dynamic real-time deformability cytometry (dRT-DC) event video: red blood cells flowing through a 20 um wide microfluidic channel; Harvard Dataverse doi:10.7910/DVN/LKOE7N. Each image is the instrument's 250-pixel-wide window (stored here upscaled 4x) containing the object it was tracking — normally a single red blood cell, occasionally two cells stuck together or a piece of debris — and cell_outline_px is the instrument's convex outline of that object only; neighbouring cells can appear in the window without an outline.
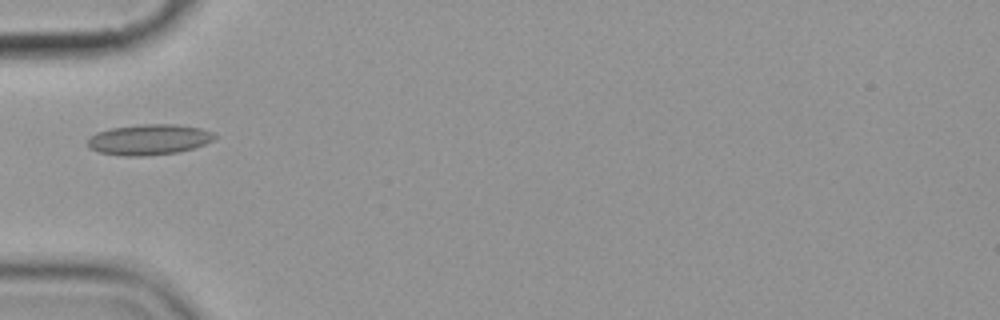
{"species": "common noctule bat (a hibernating species)", "species_latin": "Nyctalus noctula", "temperature_condition": "cold", "stored_images_in_passage": 15, "camera_frame_rate_fps": 3000, "um_per_image_px": 0.085, "animal": {"sex": "female", "body_mass_g": 19.9}, "frame": {"image": 1, "passage_image": 5, "time_ms": 5.333, "image_size_px": [1000, 320], "cell_outline_px": [[216, 136], [212, 140], [204, 144], [192, 148], [176, 152], [144, 156], [124, 156], [100, 152], [88, 148], [88, 136], [96, 132], [112, 128], [140, 124], [176, 124], [200, 128], [212, 132]], "centroid_in_image_um": [12.62, 11.86], "position_along_channel_um": 72.4, "area_um2": 22.54}}
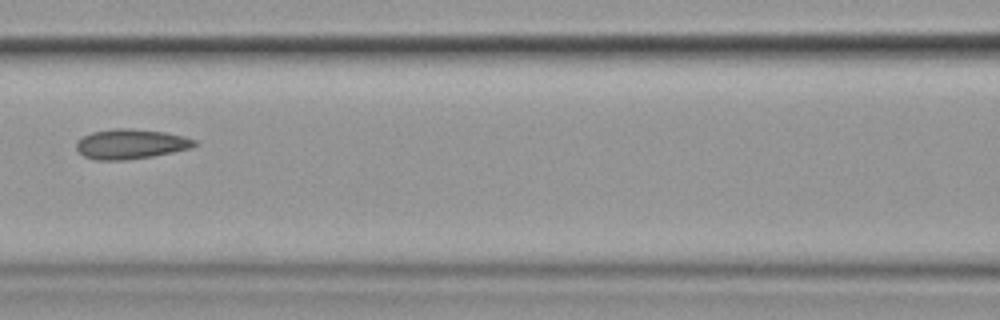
{"frame": {"image": 2, "passage_image": 7, "time_ms": 7.667, "image_size_px": [1000, 320], "cell_outline_px": [[200, 144], [192, 148], [152, 156], [124, 160], [92, 160], [84, 156], [76, 148], [76, 140], [92, 132], [116, 128], [132, 128], [164, 132], [184, 136], [196, 140]], "centroid_in_image_um": [11.13, 12.24], "position_along_channel_um": 155.5, "area_um2": 20.69}}
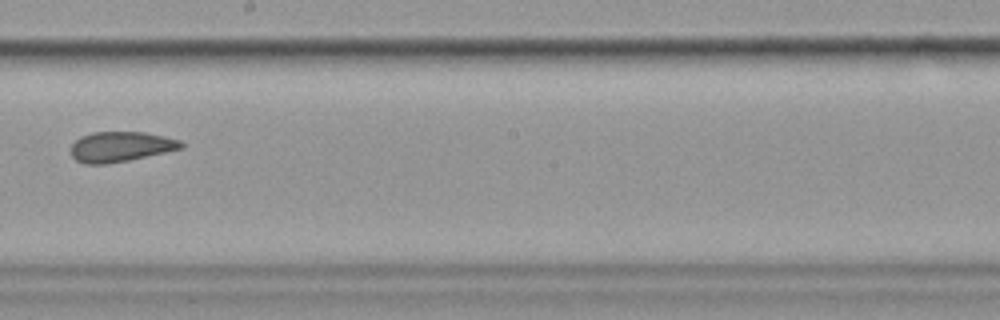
{"frame": {"image": 3, "passage_image": 9, "time_ms": 10.0, "image_size_px": [1000, 320], "cell_outline_px": [[184, 148], [128, 160], [104, 164], [84, 164], [76, 160], [72, 156], [72, 144], [80, 136], [92, 132], [144, 132], [164, 136], [180, 140], [184, 144]], "centroid_in_image_um": [10.26, 12.46], "position_along_channel_um": 237.9, "area_um2": 19.31}, "authors_computed_cell_mechanics": {"area_um2": 19.7676, "velocity_mm_per_s": 3.5583, "shape_relaxation_time_tau1_ms": null, "shape_relaxation_time_tau2_ms": 1.6057, "deformation_change_tau1": null, "deformation_change_tau2": 0.0616}}